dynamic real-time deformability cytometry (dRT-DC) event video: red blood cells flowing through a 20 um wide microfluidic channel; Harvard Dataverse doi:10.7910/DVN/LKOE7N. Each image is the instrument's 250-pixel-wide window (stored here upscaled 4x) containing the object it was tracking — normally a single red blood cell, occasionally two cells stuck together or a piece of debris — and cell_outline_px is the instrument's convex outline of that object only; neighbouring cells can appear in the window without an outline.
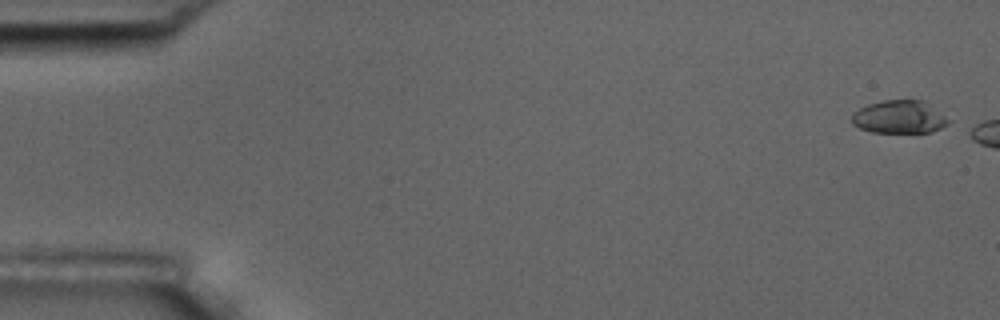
{"species": "common noctule bat (a hibernating species)", "species_latin": "Nyctalus noctula", "temperature_condition": "room temperature", "stored_images_in_passage": 3, "camera_frame_rate_fps": 3000, "um_per_image_px": 0.085, "animal": {"sex": "male", "body_mass_g": 17.5, "forearm_length_mm": 52.3}, "frame": {"image": 1, "passage_image": 1, "time_ms": 0.0, "image_size_px": [1000, 320], "cell_outline_px": [[952, 120], [948, 124], [932, 132], [872, 132], [860, 128], [852, 124], [852, 116], [860, 108], [868, 104], [884, 100], [924, 100]], "centroid_in_image_um": [76.49, 9.94], "position_along_channel_um": 8.5, "area_um2": 18.55}}